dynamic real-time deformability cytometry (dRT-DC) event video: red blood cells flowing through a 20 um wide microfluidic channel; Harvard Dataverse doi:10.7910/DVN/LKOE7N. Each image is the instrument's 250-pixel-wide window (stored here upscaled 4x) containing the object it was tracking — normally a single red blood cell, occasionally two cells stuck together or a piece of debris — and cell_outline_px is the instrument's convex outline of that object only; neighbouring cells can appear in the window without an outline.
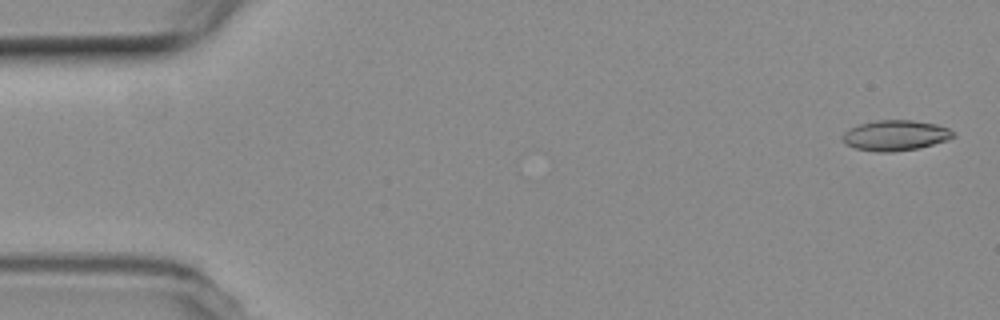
{"species": "common noctule bat (a hibernating species)", "species_latin": "Nyctalus noctula", "temperature_condition": "room temperature", "stored_images_in_passage": 5, "camera_frame_rate_fps": 3000, "um_per_image_px": 0.085, "animal": {"sex": "female", "body_mass_g": 19.3, "forearm_length_mm": 54.1}, "frame": {"image": 1, "passage_image": 1, "time_ms": 0.0, "image_size_px": [1000, 320], "cell_outline_px": [[956, 136], [932, 144], [916, 148], [892, 152], [880, 152], [856, 148], [844, 144], [844, 132], [848, 128], [860, 124], [876, 120], [912, 120], [936, 124], [948, 128]], "centroid_in_image_um": [76.08, 11.5], "position_along_channel_um": 8.9, "area_um2": 19.31}}
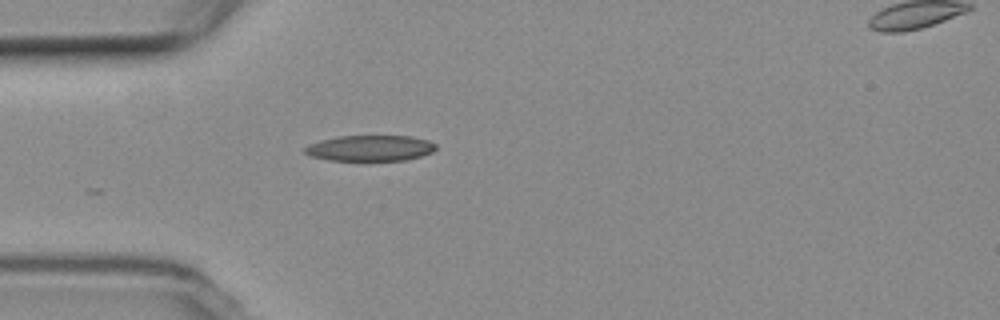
{"frame": {"image": 2, "passage_image": 5, "time_ms": 4.667, "image_size_px": [1000, 320], "cell_outline_px": [[436, 148], [432, 152], [420, 156], [404, 160], [328, 160], [312, 156], [304, 152], [304, 148], [320, 140], [340, 136], [412, 136], [428, 140], [436, 144]], "centroid_in_image_um": [31.49, 12.58], "position_along_channel_um": 53.5, "area_um2": 19.48}}